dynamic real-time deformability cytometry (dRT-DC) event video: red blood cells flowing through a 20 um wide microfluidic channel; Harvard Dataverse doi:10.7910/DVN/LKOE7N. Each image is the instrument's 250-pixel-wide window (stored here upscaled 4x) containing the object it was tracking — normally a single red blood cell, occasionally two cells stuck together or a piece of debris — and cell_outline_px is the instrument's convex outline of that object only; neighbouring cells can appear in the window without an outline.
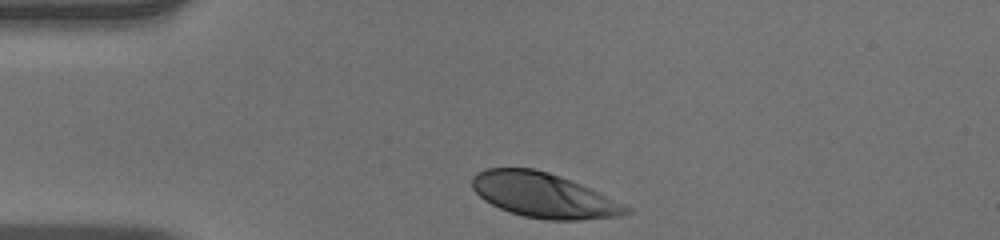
{"species": "human", "species_latin": "Homo sapiens", "temperature_condition": "warm", "stored_images_in_passage": 32, "camera_frame_rate_fps": 3000, "um_per_image_px": 0.085, "donor": {"sex": "male"}, "frame": {"image": 1, "passage_image": 1, "time_ms": 0.0, "image_size_px": [1000, 240], "cell_outline_px": [[632, 212], [620, 216], [580, 220], [548, 220], [524, 216], [508, 212], [484, 200], [472, 188], [472, 176], [476, 172], [488, 168], [532, 168], [548, 172], [560, 176], [600, 192], [632, 208]], "centroid_in_image_um": [46.22, 16.6], "position_along_channel_um": 38.8, "area_um2": 40.17}}
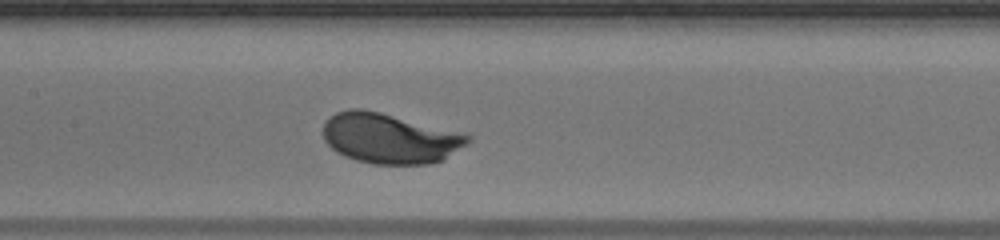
{"frame": {"image": 2, "passage_image": 14, "time_ms": 4.333, "image_size_px": [1000, 240], "cell_outline_px": [[472, 140], [468, 144], [440, 160], [428, 164], [372, 164], [356, 160], [344, 156], [336, 152], [324, 140], [324, 124], [336, 112], [348, 108], [360, 108], [380, 112], [472, 136]], "centroid_in_image_um": [33.09, 11.76], "position_along_channel_um": 174.3, "area_um2": 41.79}}
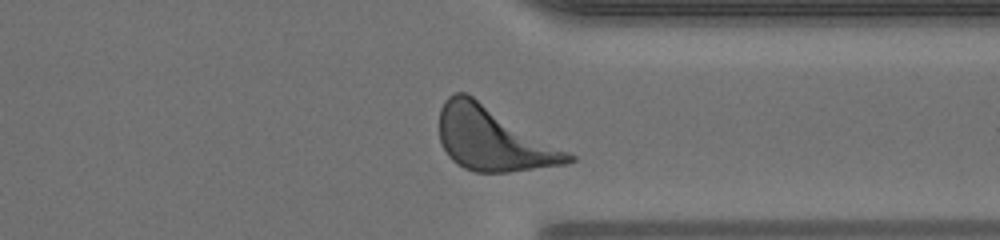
{"frame": {"image": 3, "passage_image": 29, "time_ms": 9.333, "image_size_px": [1000, 240], "cell_outline_px": [[576, 160], [564, 164], [508, 172], [476, 172], [464, 168], [456, 164], [448, 156], [440, 140], [440, 108], [444, 100], [448, 96], [456, 92], [468, 92], [576, 156]], "centroid_in_image_um": [41.9, 11.78], "position_along_channel_um": 369.5, "area_um2": 47.92}, "authors_computed_cell_mechanics": {"area_um2": 41.6738, "velocity_mm_per_s": 3.9265, "shape_relaxation_time_tau1_ms": 1.5747, "shape_relaxation_time_tau2_ms": 6.5604, "deformation_change_tau1": 0.1237, "deformation_change_tau2": 0.1666}}